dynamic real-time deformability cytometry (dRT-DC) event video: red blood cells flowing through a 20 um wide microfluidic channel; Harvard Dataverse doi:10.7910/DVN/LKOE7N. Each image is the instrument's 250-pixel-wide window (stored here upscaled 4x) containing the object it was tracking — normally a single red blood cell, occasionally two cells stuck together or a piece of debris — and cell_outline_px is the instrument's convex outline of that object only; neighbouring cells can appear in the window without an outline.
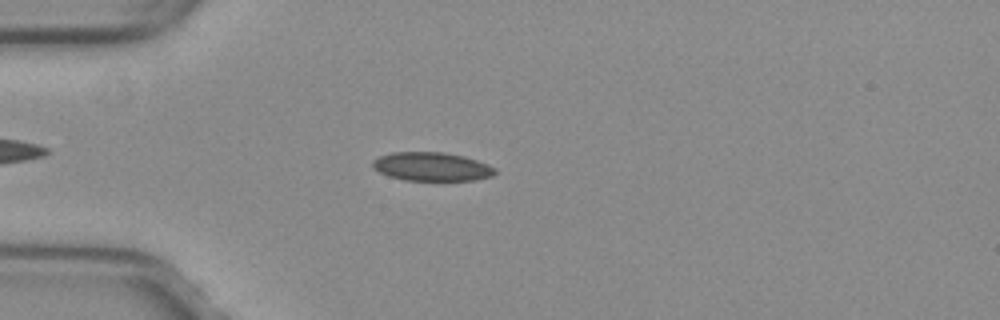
{"species": "common noctule bat (a hibernating species)", "species_latin": "Nyctalus noctula", "temperature_condition": "warm", "stored_images_in_passage": 45, "camera_frame_rate_fps": 3000, "um_per_image_px": 0.085, "animal": {"sex": "female", "body_mass_g": 29.2, "forearm_length_mm": 56.3}, "frame": {"image": 1, "passage_image": 8, "time_ms": 2.333, "image_size_px": [1000, 320], "cell_outline_px": [[496, 172], [492, 176], [476, 180], [404, 180], [388, 176], [372, 168], [372, 160], [380, 156], [392, 152], [444, 152], [464, 156], [488, 164], [496, 168]], "centroid_in_image_um": [36.69, 14.16], "position_along_channel_um": 48.3, "area_um2": 20.52}}
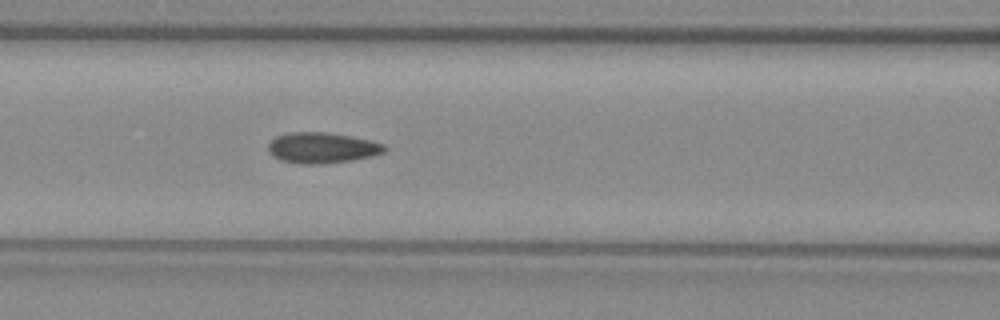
{"frame": {"image": 2, "passage_image": 16, "time_ms": 5.0, "image_size_px": [1000, 320], "cell_outline_px": [[388, 148], [384, 152], [372, 156], [352, 160], [324, 164], [296, 164], [280, 160], [272, 156], [268, 152], [268, 144], [276, 136], [292, 132], [324, 132], [372, 140], [384, 144]], "centroid_in_image_um": [27.36, 12.58], "position_along_channel_um": 139.2, "area_um2": 20.98}}
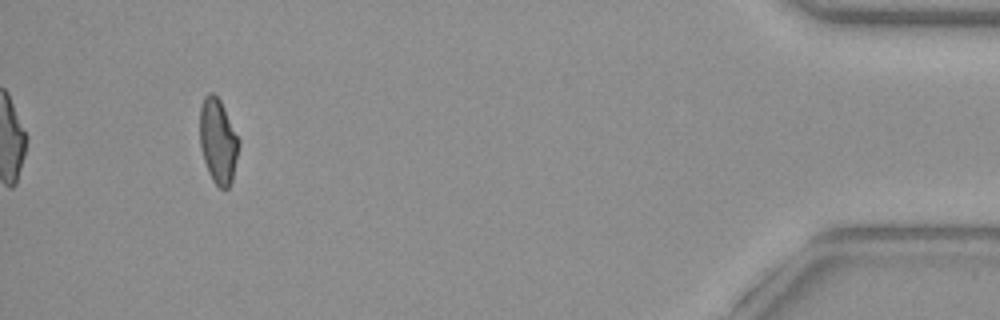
{"frame": {"image": 3, "passage_image": 42, "time_ms": 13.667, "image_size_px": [1000, 320], "cell_outline_px": [[240, 144], [232, 180], [228, 188], [220, 188], [212, 180], [208, 172], [200, 148], [200, 108], [204, 96], [208, 92], [212, 92], [220, 100], [240, 140]], "centroid_in_image_um": [18.53, 11.99], "position_along_channel_um": 416.7, "area_um2": 19.31}, "authors_computed_cell_mechanics": {"area_um2": 20.23, "velocity_mm_per_s": 4.0194, "shape_relaxation_time_tau1_ms": null, "shape_relaxation_time_tau2_ms": 1.9781, "deformation_change_tau1": null, "deformation_change_tau2": 0.0638}}